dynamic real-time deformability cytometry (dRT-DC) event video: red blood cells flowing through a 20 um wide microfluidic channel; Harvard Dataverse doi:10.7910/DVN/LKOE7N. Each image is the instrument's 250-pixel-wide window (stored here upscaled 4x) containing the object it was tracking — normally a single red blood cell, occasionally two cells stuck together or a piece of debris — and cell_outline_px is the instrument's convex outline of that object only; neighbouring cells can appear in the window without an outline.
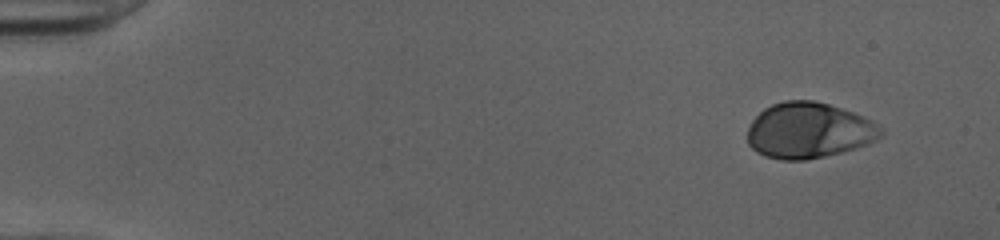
{"species": "human", "species_latin": "Homo sapiens", "temperature_condition": "cold", "stored_images_in_passage": 48, "camera_frame_rate_fps": 3000, "um_per_image_px": 0.085, "donor": {"sex": "female"}, "frame": {"image": 1, "passage_image": 1, "time_ms": 0.0, "image_size_px": [1000, 240], "cell_outline_px": [[884, 132], [876, 140], [868, 144], [840, 152], [824, 156], [804, 160], [780, 160], [764, 156], [756, 152], [748, 144], [748, 128], [752, 120], [764, 108], [772, 104], [784, 100], [812, 100], [828, 104], [852, 112], [872, 120], [884, 128]], "centroid_in_image_um": [68.74, 11.09], "position_along_channel_um": 16.3, "area_um2": 43.41}}
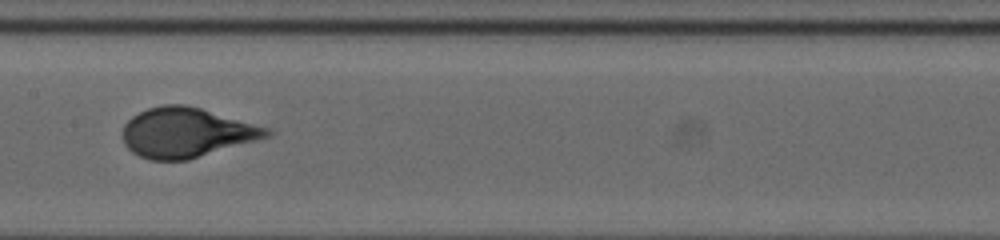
{"frame": {"image": 2, "passage_image": 24, "time_ms": 7.667, "image_size_px": [1000, 240], "cell_outline_px": [[272, 132], [268, 136], [256, 140], [188, 160], [148, 160], [132, 152], [124, 144], [124, 124], [132, 116], [148, 108], [164, 104], [184, 104], [200, 108], [268, 128]], "centroid_in_image_um": [15.8, 11.27], "position_along_channel_um": 191.6, "area_um2": 41.21}}
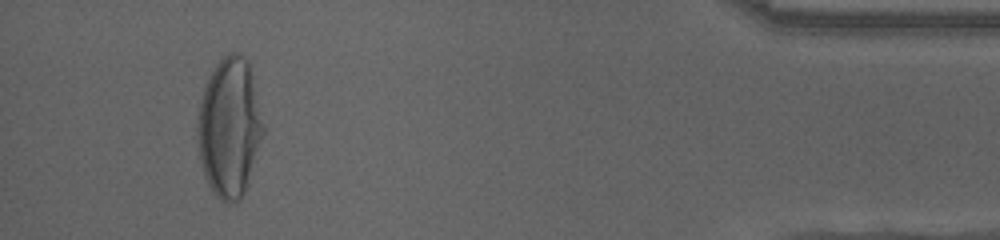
{"frame": {"image": 3, "passage_image": 45, "time_ms": 14.667, "image_size_px": [1000, 240], "cell_outline_px": [[264, 132], [244, 192], [240, 200], [236, 204], [224, 204], [212, 192], [204, 176], [200, 160], [196, 128], [196, 124], [200, 104], [204, 88], [216, 64], [228, 52], [240, 52], [248, 60], [264, 124]], "centroid_in_image_um": [19.49, 10.86], "position_along_channel_um": 415.7, "area_um2": 53.35}, "authors_computed_cell_mechanics": {"area_um2": 41.7894, "velocity_mm_per_s": 4.0081, "shape_relaxation_time_tau1_ms": 4.8528, "shape_relaxation_time_tau2_ms": null, "deformation_change_tau1": 0.2145, "deformation_change_tau2": null}}